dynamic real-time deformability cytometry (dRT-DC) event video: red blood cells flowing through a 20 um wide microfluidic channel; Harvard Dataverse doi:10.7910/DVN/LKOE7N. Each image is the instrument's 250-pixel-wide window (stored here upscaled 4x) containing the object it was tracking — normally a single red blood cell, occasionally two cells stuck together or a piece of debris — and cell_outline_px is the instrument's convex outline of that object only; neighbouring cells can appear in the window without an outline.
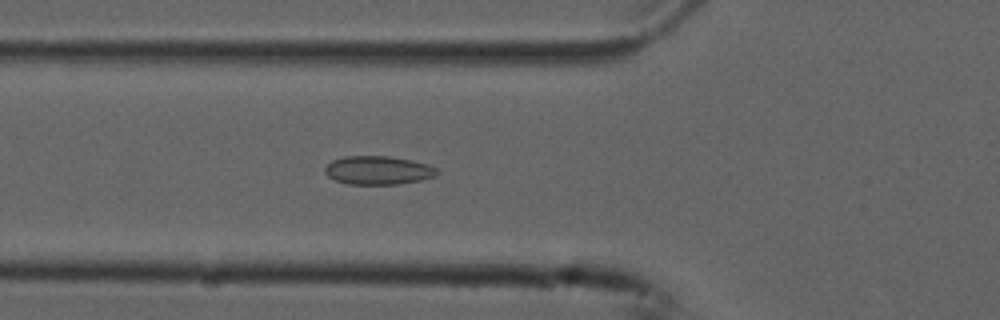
{"species": "common noctule bat (a hibernating species)", "species_latin": "Nyctalus noctula", "temperature_condition": "cold", "stored_images_in_passage": 55, "camera_frame_rate_fps": 3000, "um_per_image_px": 0.085, "animal": {"sex": "male", "forearm_length_mm": 52.5}, "frame": {"image": 1, "passage_image": 20, "time_ms": 6.333, "image_size_px": [1000, 320], "cell_outline_px": [[440, 172], [436, 176], [420, 180], [396, 184], [348, 184], [336, 180], [328, 176], [324, 172], [324, 168], [332, 160], [344, 156], [388, 156], [412, 160], [428, 164], [436, 168]], "centroid_in_image_um": [32.15, 14.47], "position_along_channel_um": 93.7, "area_um2": 18.67}}
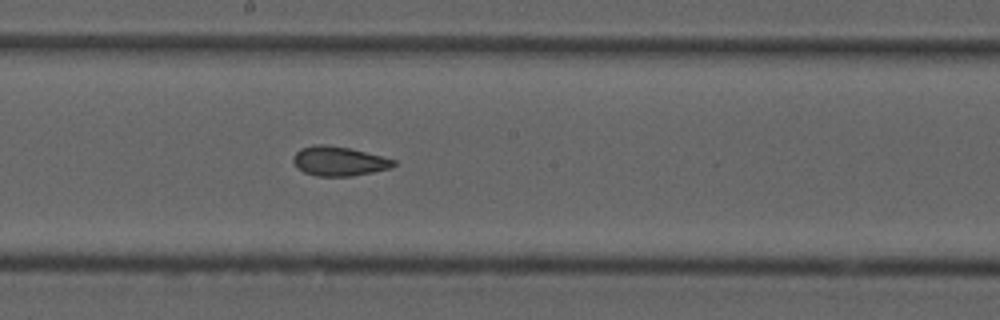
{"frame": {"image": 2, "passage_image": 30, "time_ms": 9.667, "image_size_px": [1000, 320], "cell_outline_px": [[396, 164], [392, 168], [352, 176], [316, 176], [304, 172], [296, 168], [292, 160], [292, 156], [300, 148], [312, 144], [324, 144], [348, 148], [396, 160]], "centroid_in_image_um": [28.76, 13.7], "position_along_channel_um": 219.4, "area_um2": 17.28}}
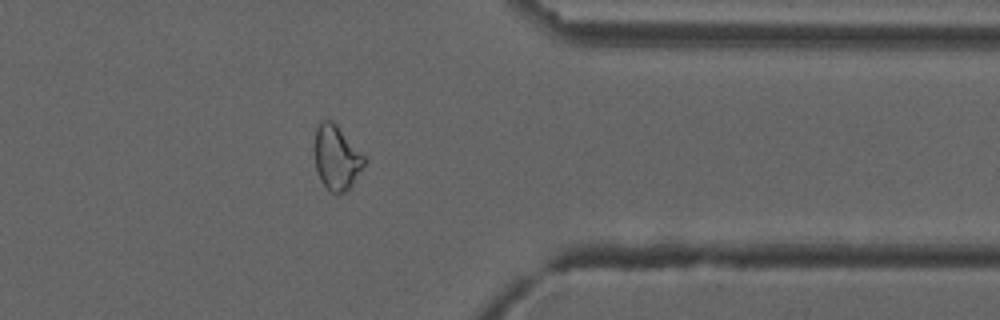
{"frame": {"image": 3, "passage_image": 44, "time_ms": 14.333, "image_size_px": [1000, 320], "cell_outline_px": [[364, 164], [352, 184], [344, 192], [336, 196], [328, 192], [320, 180], [316, 168], [316, 128], [320, 120], [332, 120], [336, 124], [364, 156]], "centroid_in_image_um": [28.58, 13.43], "position_along_channel_um": 382.8, "area_um2": 18.32}, "authors_computed_cell_mechanics": {"area_um2": 19.1896, "velocity_mm_per_s": 3.7582, "shape_relaxation_time_tau1_ms": null, "shape_relaxation_time_tau2_ms": 2.326, "deformation_change_tau1": null, "deformation_change_tau2": 0.0711}}